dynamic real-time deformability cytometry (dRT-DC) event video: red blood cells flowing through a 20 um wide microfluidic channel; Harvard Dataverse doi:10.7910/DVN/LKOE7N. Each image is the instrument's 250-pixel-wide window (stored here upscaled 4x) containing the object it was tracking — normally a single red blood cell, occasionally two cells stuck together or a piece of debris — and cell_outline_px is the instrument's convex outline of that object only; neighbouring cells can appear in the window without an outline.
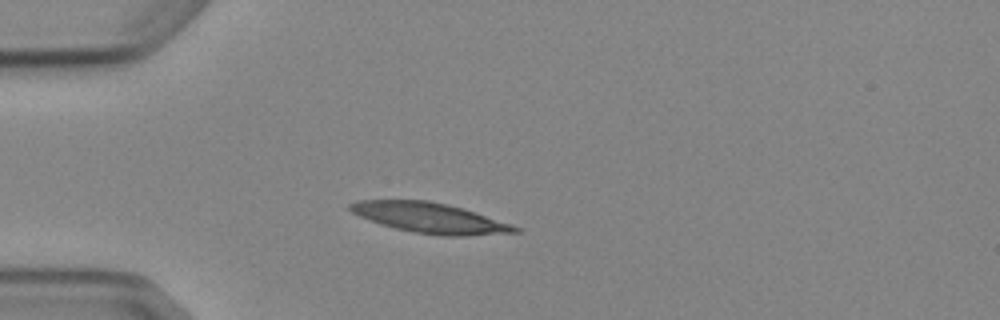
{"species": "Egyptian fruit bat (a non-hibernating species)", "species_latin": "Rousettus aegyptiacus", "temperature_condition": "cold", "stored_images_in_passage": 3, "camera_frame_rate_fps": 3000, "um_per_image_px": 0.085, "animal": {"sex": "female"}, "frame": {"image": 1, "passage_image": 3, "time_ms": 2.333, "image_size_px": [1000, 320], "cell_outline_px": [[520, 232], [464, 236], [444, 236], [412, 232], [380, 224], [360, 216], [352, 212], [348, 208], [348, 204], [356, 200], [428, 200], [448, 204], [512, 224], [520, 228]], "centroid_in_image_um": [36.52, 18.52], "position_along_channel_um": 48.5, "area_um2": 28.9}}